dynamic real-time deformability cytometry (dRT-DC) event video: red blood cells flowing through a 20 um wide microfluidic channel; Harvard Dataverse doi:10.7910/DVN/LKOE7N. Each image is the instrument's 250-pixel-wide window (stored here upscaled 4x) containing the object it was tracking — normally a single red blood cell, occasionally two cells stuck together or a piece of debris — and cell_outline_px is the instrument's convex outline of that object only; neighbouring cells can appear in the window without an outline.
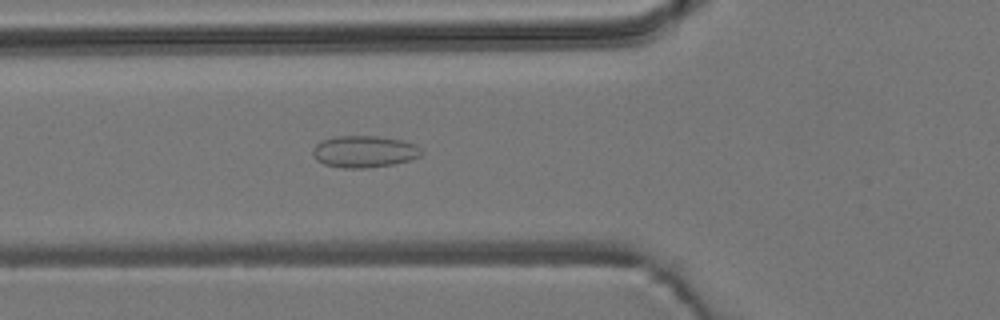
{"species": "common noctule bat (a hibernating species)", "species_latin": "Nyctalus noctula", "temperature_condition": "room temperature", "stored_images_in_passage": 42, "camera_frame_rate_fps": 3000, "um_per_image_px": 0.085, "animal": {"sex": "male", "body_mass_g": 19.2, "forearm_length_mm": 51.8}, "frame": {"image": 1, "passage_image": 7, "time_ms": 2.0, "image_size_px": [1000, 320], "cell_outline_px": [[424, 152], [420, 156], [408, 160], [392, 164], [364, 168], [344, 168], [324, 164], [316, 160], [312, 156], [312, 148], [320, 140], [336, 136], [376, 136], [400, 140], [416, 144]], "centroid_in_image_um": [30.92, 12.88], "position_along_channel_um": 94.9, "area_um2": 20.17}}
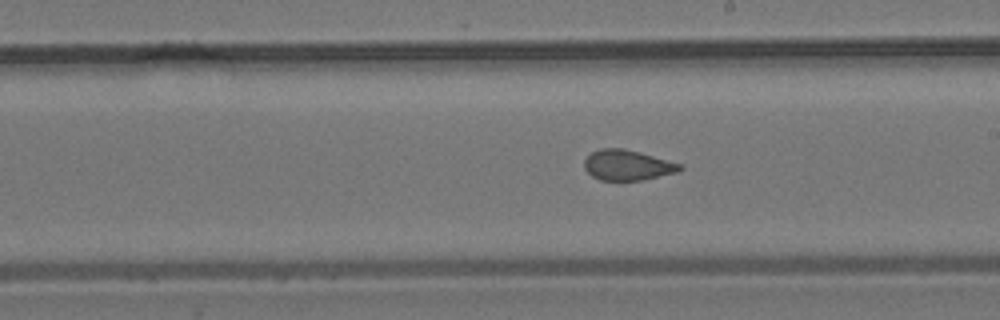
{"frame": {"image": 2, "passage_image": 18, "time_ms": 5.667, "image_size_px": [1000, 320], "cell_outline_px": [[684, 168], [676, 172], [644, 180], [600, 180], [592, 176], [584, 168], [584, 160], [592, 152], [600, 148], [624, 148], [640, 152], [684, 164]], "centroid_in_image_um": [53.36, 14.03], "position_along_channel_um": 235.6, "area_um2": 17.05}}
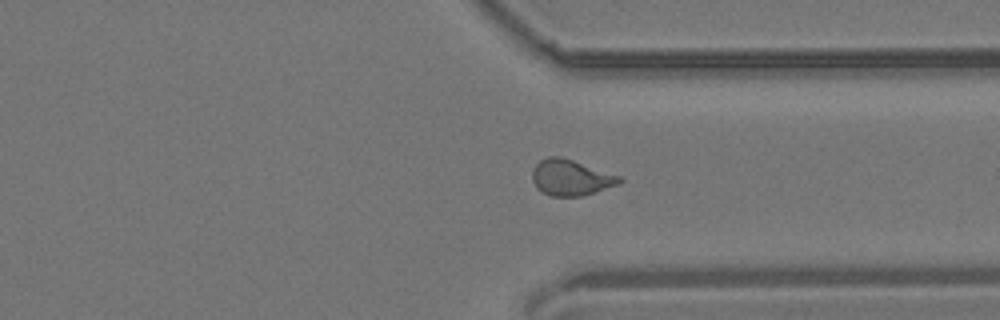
{"frame": {"image": 3, "passage_image": 28, "time_ms": 9.0, "image_size_px": [1000, 320], "cell_outline_px": [[624, 180], [620, 184], [580, 196], [552, 196], [540, 192], [536, 188], [532, 180], [532, 172], [536, 164], [540, 160], [548, 156], [560, 156], [620, 176]], "centroid_in_image_um": [48.49, 15.1], "position_along_channel_um": 362.9, "area_um2": 18.15}, "authors_computed_cell_mechanics": {"area_um2": 17.7735, "velocity_mm_per_s": 3.8254, "shape_relaxation_time_tau1_ms": null, "shape_relaxation_time_tau2_ms": 1.0452, "deformation_change_tau1": null, "deformation_change_tau2": 0.0725}}